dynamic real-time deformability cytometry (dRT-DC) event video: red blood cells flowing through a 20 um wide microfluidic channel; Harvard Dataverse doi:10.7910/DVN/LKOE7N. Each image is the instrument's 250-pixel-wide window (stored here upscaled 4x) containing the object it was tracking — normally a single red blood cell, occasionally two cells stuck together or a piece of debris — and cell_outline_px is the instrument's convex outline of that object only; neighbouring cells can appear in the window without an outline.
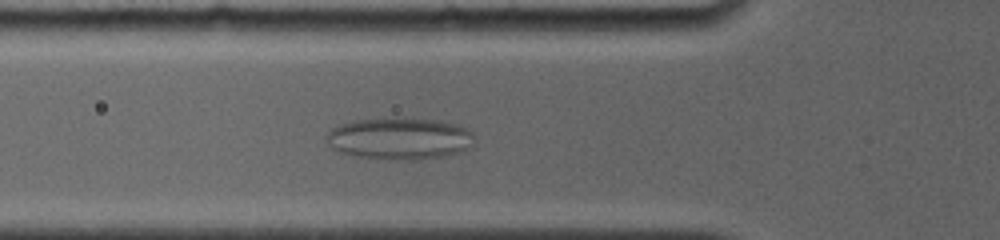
{"species": "common noctule bat (a hibernating species)", "species_latin": "Nyctalus noctula", "temperature_condition": "room temperature", "stored_images_in_passage": 25, "camera_frame_rate_fps": 4000, "um_per_image_px": 0.085, "animal": {"sex": "female", "body_mass_g": 19.0, "forearm_length_mm": 56.7}, "frame": {"image": 1, "passage_image": 5, "time_ms": 2.0, "image_size_px": [1000, 240], "cell_outline_px": [[472, 136], [464, 148], [456, 152], [440, 156], [360, 156], [344, 152], [336, 148], [328, 140], [328, 132], [332, 128], [340, 124], [356, 120], [440, 120], [456, 124], [472, 132]], "centroid_in_image_um": [33.94, 11.72], "position_along_channel_um": 91.9, "area_um2": 32.77}}
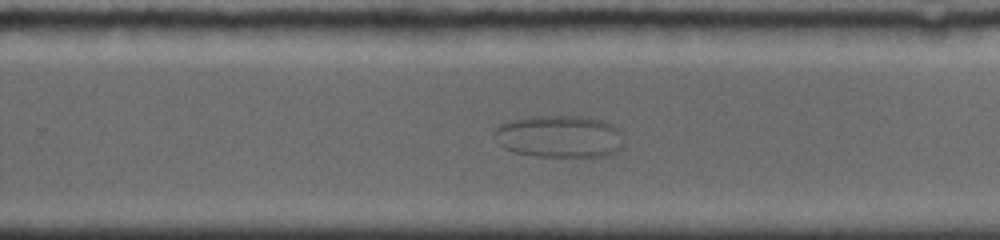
{"frame": {"image": 2, "passage_image": 16, "time_ms": 7.5, "image_size_px": [1000, 240], "cell_outline_px": [[624, 148], [616, 152], [604, 156], [536, 156], [516, 152], [504, 148], [500, 144], [492, 132], [500, 124], [512, 120], [532, 116], [580, 116], [600, 120], [616, 128], [620, 132]], "centroid_in_image_um": [47.54, 11.6], "position_along_channel_um": 282.3, "area_um2": 31.67}}